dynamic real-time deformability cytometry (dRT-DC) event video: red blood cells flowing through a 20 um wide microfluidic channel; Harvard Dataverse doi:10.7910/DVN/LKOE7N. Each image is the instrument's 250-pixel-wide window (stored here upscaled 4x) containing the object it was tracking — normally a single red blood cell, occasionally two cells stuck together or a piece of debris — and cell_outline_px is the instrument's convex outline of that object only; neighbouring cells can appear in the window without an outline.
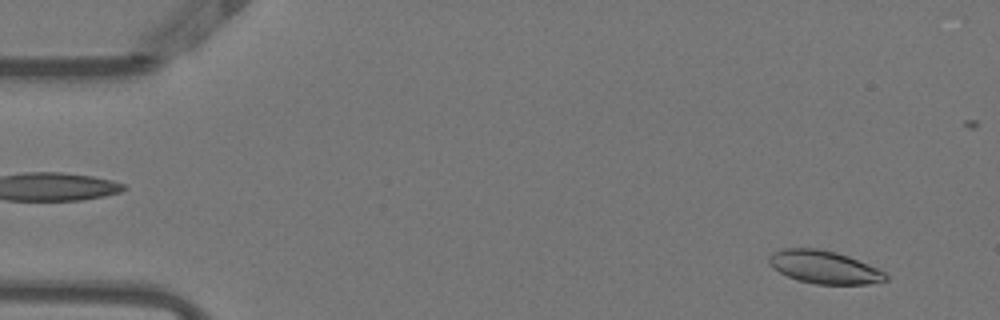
{"species": "Egyptian fruit bat (a non-hibernating species)", "species_latin": "Rousettus aegyptiacus", "temperature_condition": "warm", "stored_images_in_passage": 32, "camera_frame_rate_fps": 3000, "um_per_image_px": 0.085, "animal": {"sex": "female"}, "frame": {"image": 1, "passage_image": 3, "time_ms": 0.667, "image_size_px": [1000, 320], "cell_outline_px": [[888, 280], [868, 284], [816, 284], [800, 280], [788, 276], [772, 268], [768, 264], [768, 256], [772, 252], [780, 248], [816, 248], [836, 252], [848, 256], [868, 264], [884, 272], [888, 276]], "centroid_in_image_um": [70.02, 22.69], "position_along_channel_um": 15.0, "area_um2": 22.37}}
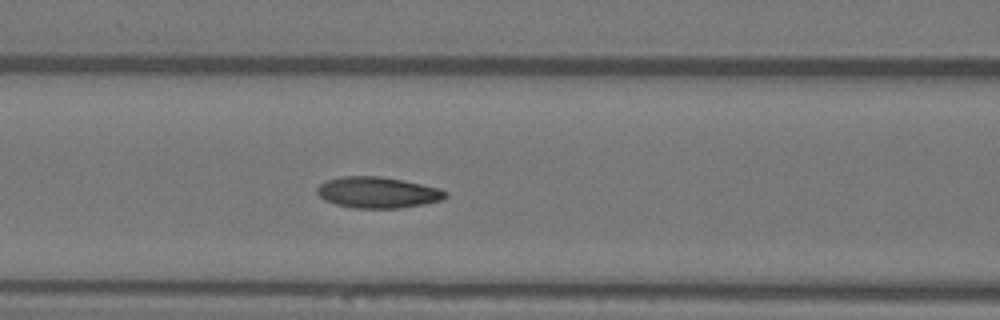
{"frame": {"image": 2, "passage_image": 21, "time_ms": 6.667, "image_size_px": [1000, 320], "cell_outline_px": [[448, 196], [440, 200], [400, 208], [356, 208], [336, 204], [324, 200], [316, 192], [316, 188], [324, 180], [340, 176], [380, 176], [440, 188], [448, 192]], "centroid_in_image_um": [32.05, 16.35], "position_along_channel_um": 134.5, "area_um2": 23.18}}
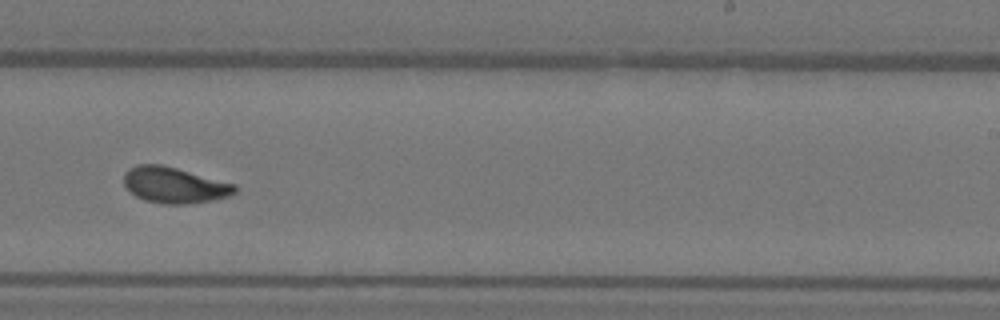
{"frame": {"image": 3, "passage_image": 32, "time_ms": 10.333, "image_size_px": [1000, 320], "cell_outline_px": [[236, 192], [228, 196], [212, 200], [184, 204], [160, 204], [144, 200], [136, 196], [124, 184], [124, 172], [136, 164], [160, 164], [176, 168], [236, 184]], "centroid_in_image_um": [14.81, 15.73], "position_along_channel_um": 274.2, "area_um2": 23.12}}